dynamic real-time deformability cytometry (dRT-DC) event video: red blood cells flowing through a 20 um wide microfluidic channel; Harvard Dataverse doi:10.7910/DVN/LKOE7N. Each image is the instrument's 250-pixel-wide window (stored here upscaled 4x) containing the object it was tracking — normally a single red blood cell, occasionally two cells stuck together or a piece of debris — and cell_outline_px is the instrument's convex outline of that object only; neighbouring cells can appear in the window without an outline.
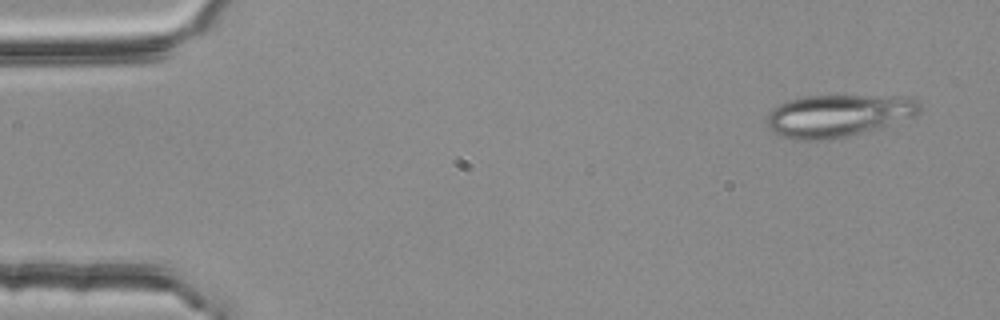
{"species": "common noctule bat (a hibernating species)", "species_latin": "Nyctalus noctula", "temperature_condition": "room temperature", "stored_images_in_passage": 12, "camera_frame_rate_fps": 3000, "um_per_image_px": 0.085, "animal": {"sex": "female", "body_mass_g": 25.1}, "frame": {"image": 1, "passage_image": 3, "time_ms": 0.667, "image_size_px": [1000, 320], "cell_outline_px": [[920, 112], [916, 116], [864, 132], [848, 136], [828, 140], [796, 140], [780, 136], [768, 128], [768, 112], [772, 108], [784, 100], [804, 96], [912, 96], [920, 104]], "centroid_in_image_um": [71.23, 9.82], "position_along_channel_um": 13.8, "area_um2": 38.03}}